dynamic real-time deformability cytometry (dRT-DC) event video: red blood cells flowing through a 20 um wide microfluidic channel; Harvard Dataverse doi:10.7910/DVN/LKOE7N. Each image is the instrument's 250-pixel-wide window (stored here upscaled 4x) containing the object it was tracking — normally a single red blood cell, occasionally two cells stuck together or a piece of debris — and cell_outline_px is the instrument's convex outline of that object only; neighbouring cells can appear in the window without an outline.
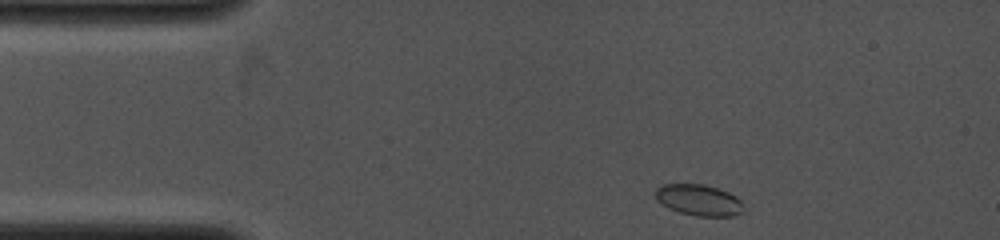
{"species": "common noctule bat (a hibernating species)", "species_latin": "Nyctalus noctula", "temperature_condition": "cold", "stored_images_in_passage": 9, "camera_frame_rate_fps": 4000, "um_per_image_px": 0.085, "animal": {"sex": "female", "body_mass_g": 19.0, "forearm_length_mm": 53.3}, "frame": {"image": 1, "passage_image": 1, "time_ms": 0.0, "image_size_px": [1000, 240], "cell_outline_px": [[744, 212], [732, 216], [696, 216], [680, 212], [668, 208], [656, 196], [656, 188], [664, 184], [704, 184], [728, 192], [736, 196], [740, 200]], "centroid_in_image_um": [59.43, 17.0], "position_along_channel_um": 25.6, "area_um2": 15.78}}
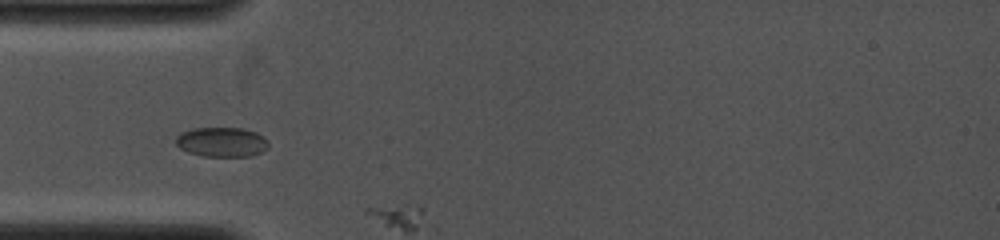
{"frame": {"image": 2, "passage_image": 4, "time_ms": 2.25, "image_size_px": [1000, 240], "cell_outline_px": [[268, 148], [252, 156], [204, 156], [188, 152], [180, 148], [176, 144], [176, 136], [180, 132], [192, 128], [240, 128], [256, 132], [264, 136], [268, 140]], "centroid_in_image_um": [18.85, 12.06], "position_along_channel_um": 66.2, "area_um2": 16.07}}